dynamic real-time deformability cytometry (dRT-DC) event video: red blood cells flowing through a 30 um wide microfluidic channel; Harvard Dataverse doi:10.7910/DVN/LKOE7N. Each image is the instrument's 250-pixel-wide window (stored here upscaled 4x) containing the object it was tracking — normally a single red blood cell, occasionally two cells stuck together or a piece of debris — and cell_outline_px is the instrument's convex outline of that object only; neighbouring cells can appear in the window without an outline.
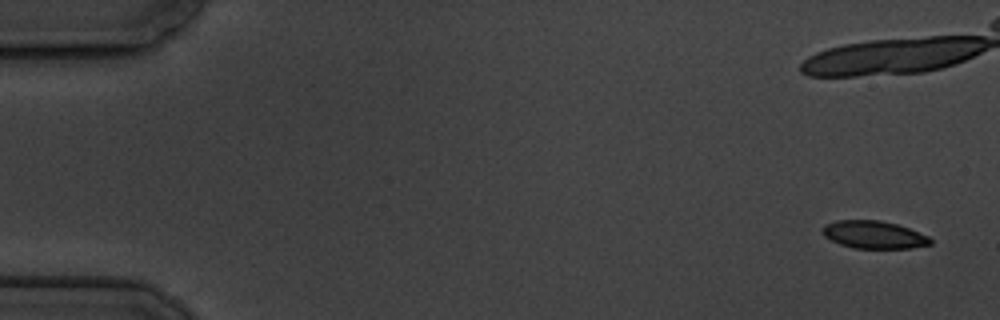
{"species": "common noctule bat (a hibernating species)", "species_latin": "Nyctalus noctula", "temperature_condition": "cold", "stored_images_in_passage": 8, "camera_frame_rate_fps": 3000, "um_per_image_px": 0.085, "animal": {"sex": "male", "body_mass_g": 19.5, "forearm_length_mm": 54.6}, "frame": {"image": 1, "passage_image": 1, "time_ms": 0.0, "image_size_px": [1000, 320], "cell_outline_px": [[932, 244], [912, 248], [852, 248], [840, 244], [824, 236], [820, 232], [820, 228], [824, 224], [836, 220], [880, 220], [896, 224], [908, 228], [928, 236], [932, 240]], "centroid_in_image_um": [74.23, 19.94], "position_along_channel_um": 10.8, "area_um2": 17.51}}